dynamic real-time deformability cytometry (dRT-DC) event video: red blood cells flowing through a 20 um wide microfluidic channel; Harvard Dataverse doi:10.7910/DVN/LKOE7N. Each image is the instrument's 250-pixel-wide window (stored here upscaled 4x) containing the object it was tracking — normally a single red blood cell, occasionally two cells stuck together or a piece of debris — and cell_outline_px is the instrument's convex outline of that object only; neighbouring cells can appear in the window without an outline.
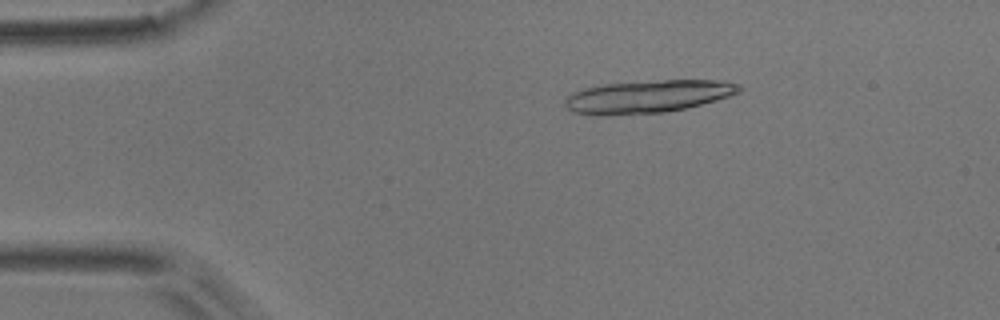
{"species": "common noctule bat (a hibernating species)", "species_latin": "Nyctalus noctula", "temperature_condition": "room temperature", "stored_images_in_passage": 4, "camera_frame_rate_fps": 3000, "um_per_image_px": 0.085, "animal": {"sex": "male", "body_mass_g": 17.9}, "frame": {"image": 1, "passage_image": 2, "time_ms": 0.333, "image_size_px": [1000, 320], "cell_outline_px": [[744, 88], [740, 92], [716, 100], [684, 108], [664, 112], [604, 116], [596, 116], [572, 112], [564, 104], [564, 100], [572, 92], [584, 88], [604, 84], [664, 80], [724, 80], [740, 84]], "centroid_in_image_um": [55.05, 8.2], "position_along_channel_um": 29.9, "area_um2": 33.35}}